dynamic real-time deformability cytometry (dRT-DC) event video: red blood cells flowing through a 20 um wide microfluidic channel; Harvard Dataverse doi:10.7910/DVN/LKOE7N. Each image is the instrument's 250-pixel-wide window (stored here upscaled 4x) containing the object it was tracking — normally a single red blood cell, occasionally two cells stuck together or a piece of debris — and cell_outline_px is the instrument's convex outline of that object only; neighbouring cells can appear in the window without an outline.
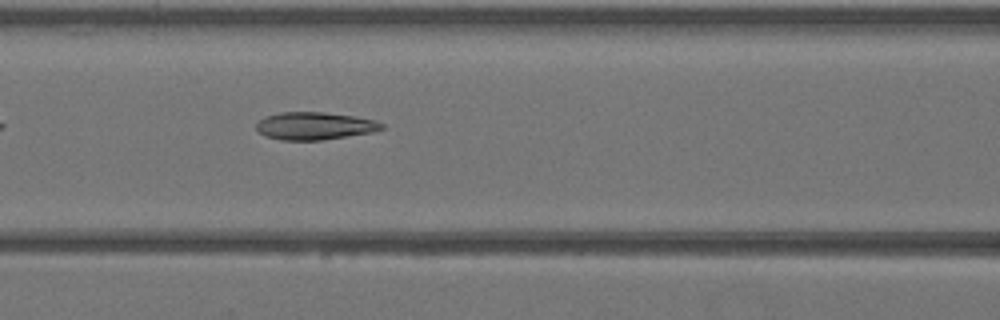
{"species": "Egyptian fruit bat (a non-hibernating species)", "species_latin": "Rousettus aegyptiacus", "temperature_condition": "warm", "stored_images_in_passage": 27, "camera_frame_rate_fps": 3000, "um_per_image_px": 0.085, "animal": {"sex": "female"}, "frame": {"image": 1, "passage_image": 6, "time_ms": 1.667, "image_size_px": [1000, 320], "cell_outline_px": [[384, 128], [372, 132], [320, 140], [280, 140], [264, 136], [256, 128], [256, 124], [260, 120], [268, 116], [280, 112], [324, 112], [352, 116], [376, 120], [384, 124]], "centroid_in_image_um": [26.74, 10.7], "position_along_channel_um": 139.9, "area_um2": 20.0}}
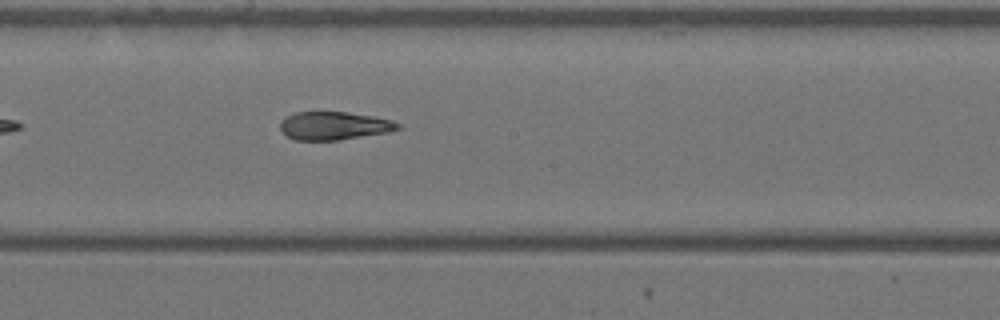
{"frame": {"image": 2, "passage_image": 11, "time_ms": 3.333, "image_size_px": [1000, 320], "cell_outline_px": [[400, 128], [388, 132], [336, 140], [296, 140], [288, 136], [280, 128], [280, 120], [296, 112], [344, 112], [372, 116], [392, 120], [400, 124]], "centroid_in_image_um": [28.39, 10.68], "position_along_channel_um": 219.8, "area_um2": 19.02}}
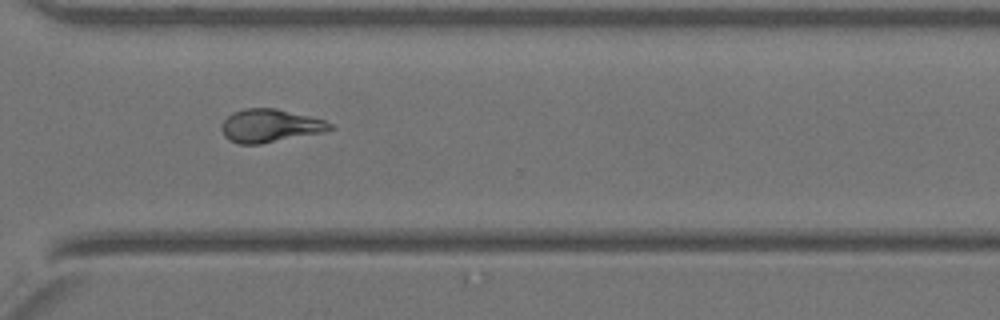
{"frame": {"image": 3, "passage_image": 19, "time_ms": 6.0, "image_size_px": [1000, 320], "cell_outline_px": [[336, 128], [324, 132], [260, 144], [236, 144], [228, 140], [224, 136], [220, 128], [220, 124], [232, 112], [244, 108], [276, 108], [324, 120], [332, 124]], "centroid_in_image_um": [22.92, 10.69], "position_along_channel_um": 347.7, "area_um2": 21.1}}